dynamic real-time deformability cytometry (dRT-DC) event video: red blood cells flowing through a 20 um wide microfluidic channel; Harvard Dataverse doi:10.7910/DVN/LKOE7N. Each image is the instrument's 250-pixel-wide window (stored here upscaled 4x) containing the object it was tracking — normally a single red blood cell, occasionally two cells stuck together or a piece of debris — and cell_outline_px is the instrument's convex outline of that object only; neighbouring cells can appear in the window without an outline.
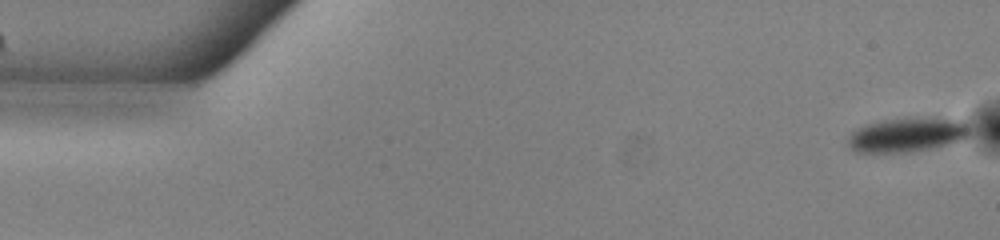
{"species": "common noctule bat (a hibernating species)", "species_latin": "Nyctalus noctula", "temperature_condition": "warm", "stored_images_in_passage": 52, "camera_frame_rate_fps": 3000, "um_per_image_px": 0.085, "animal": {"sex": "male", "body_mass_g": 13.0, "forearm_length_mm": 53.1}, "frame": {"image": 1, "passage_image": 1, "time_ms": 0.0, "image_size_px": [1000, 240], "cell_outline_px": [[968, 136], [960, 140], [948, 144], [912, 152], [856, 152], [848, 144], [848, 136], [856, 128], [864, 124], [884, 120], [908, 116], [912, 116], [960, 120], [968, 124]], "centroid_in_image_um": [77.08, 11.43], "position_along_channel_um": 7.9, "area_um2": 24.51}}
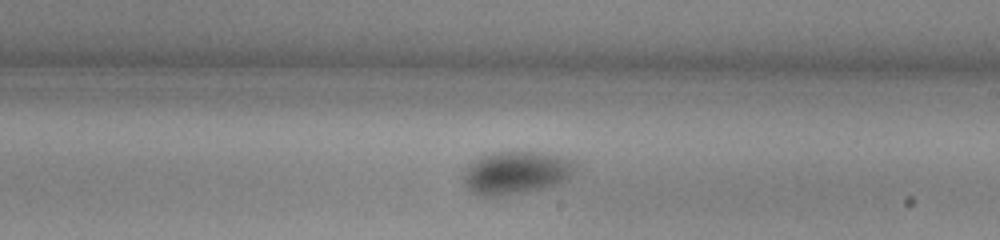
{"frame": {"image": 2, "passage_image": 30, "time_ms": 9.667, "image_size_px": [1000, 240], "cell_outline_px": [[576, 168], [564, 180], [556, 184], [540, 188], [520, 192], [496, 196], [480, 196], [472, 192], [468, 188], [464, 180], [464, 172], [476, 160], [492, 152], [544, 152], [560, 156], [576, 164]], "centroid_in_image_um": [43.85, 14.67], "position_along_channel_um": 245.1, "area_um2": 27.05}}
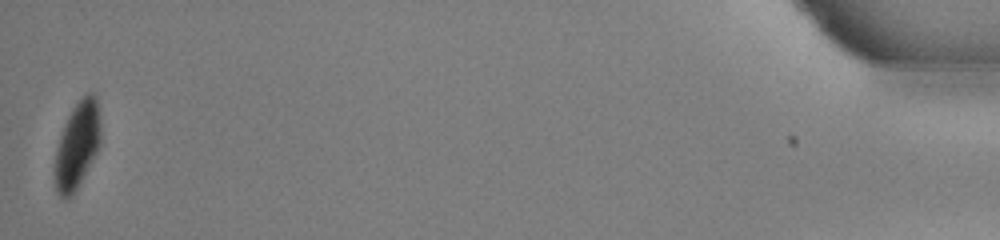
{"frame": {"image": 3, "passage_image": 52, "time_ms": 17.0, "image_size_px": [1000, 240], "cell_outline_px": [[100, 140], [96, 152], [72, 196], [60, 196], [56, 188], [56, 148], [64, 124], [72, 108], [88, 92], [92, 92], [96, 96], [100, 116]], "centroid_in_image_um": [6.58, 12.27], "position_along_channel_um": 428.6, "area_um2": 22.37}, "authors_computed_cell_mechanics": {"area_um2": 26.7614, "velocity_mm_per_s": 3.8792, "shape_relaxation_time_tau1_ms": 5.1169, "shape_relaxation_time_tau2_ms": 8.7124, "deformation_change_tau1": 0.1303, "deformation_change_tau2": 0.0432}}